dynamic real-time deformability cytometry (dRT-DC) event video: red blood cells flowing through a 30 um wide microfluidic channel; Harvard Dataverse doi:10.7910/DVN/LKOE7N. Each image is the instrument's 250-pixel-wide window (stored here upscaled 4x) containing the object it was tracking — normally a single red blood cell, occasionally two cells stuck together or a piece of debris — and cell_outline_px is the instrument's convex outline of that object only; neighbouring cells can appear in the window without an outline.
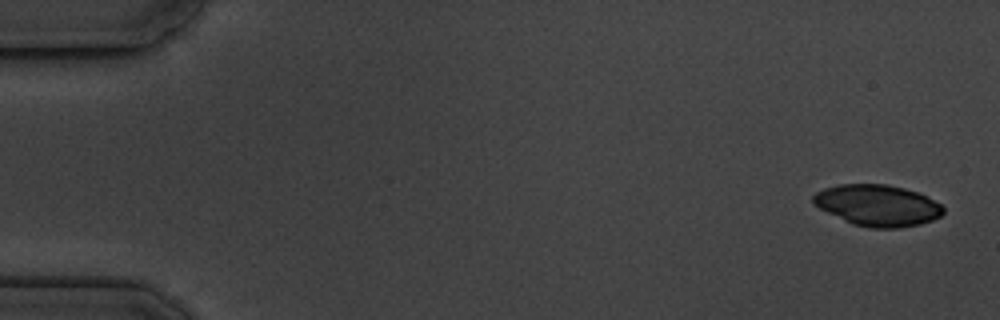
{"species": "common noctule bat (a hibernating species)", "species_latin": "Nyctalus noctula", "temperature_condition": "cold", "stored_images_in_passage": 5, "camera_frame_rate_fps": 3000, "um_per_image_px": 0.085, "animal": {"sex": "male", "body_mass_g": 19.5, "forearm_length_mm": 54.6}, "frame": {"image": 1, "passage_image": 1, "time_ms": 0.0, "image_size_px": [1000, 320], "cell_outline_px": [[944, 212], [940, 216], [932, 220], [920, 224], [900, 228], [872, 228], [852, 224], [812, 204], [812, 196], [816, 192], [824, 188], [840, 184], [888, 184], [904, 188], [916, 192], [940, 204], [944, 208]], "centroid_in_image_um": [74.57, 17.45], "position_along_channel_um": 10.4, "area_um2": 31.15}}